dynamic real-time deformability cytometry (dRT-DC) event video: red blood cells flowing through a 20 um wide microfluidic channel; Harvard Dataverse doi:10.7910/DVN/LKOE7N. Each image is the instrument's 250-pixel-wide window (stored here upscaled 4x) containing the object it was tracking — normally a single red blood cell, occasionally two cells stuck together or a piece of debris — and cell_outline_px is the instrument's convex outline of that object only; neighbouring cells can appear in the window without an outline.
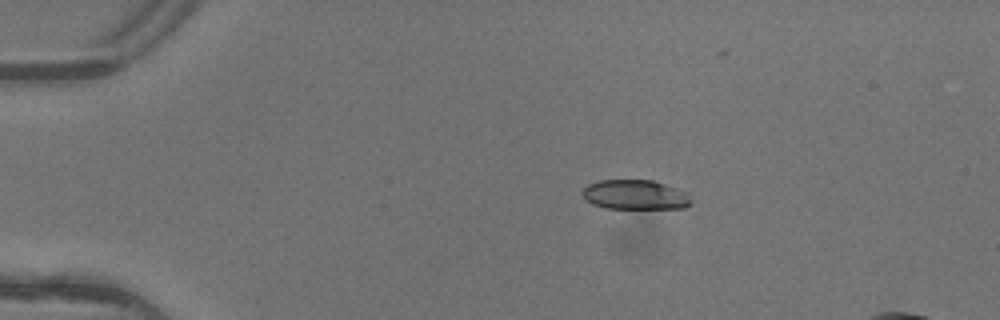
{"species": "common noctule bat (a hibernating species)", "species_latin": "Nyctalus noctula", "temperature_condition": "warm", "stored_images_in_passage": 5, "camera_frame_rate_fps": 3000, "um_per_image_px": 0.085, "animal": {"sex": "female"}, "frame": {"image": 1, "passage_image": 5, "time_ms": 1.333, "image_size_px": [1000, 320], "cell_outline_px": [[692, 200], [684, 208], [608, 208], [592, 204], [584, 196], [584, 188], [588, 184], [600, 180], [652, 180], [688, 192]], "centroid_in_image_um": [54.02, 16.55], "position_along_channel_um": 31.0, "area_um2": 18.55}}